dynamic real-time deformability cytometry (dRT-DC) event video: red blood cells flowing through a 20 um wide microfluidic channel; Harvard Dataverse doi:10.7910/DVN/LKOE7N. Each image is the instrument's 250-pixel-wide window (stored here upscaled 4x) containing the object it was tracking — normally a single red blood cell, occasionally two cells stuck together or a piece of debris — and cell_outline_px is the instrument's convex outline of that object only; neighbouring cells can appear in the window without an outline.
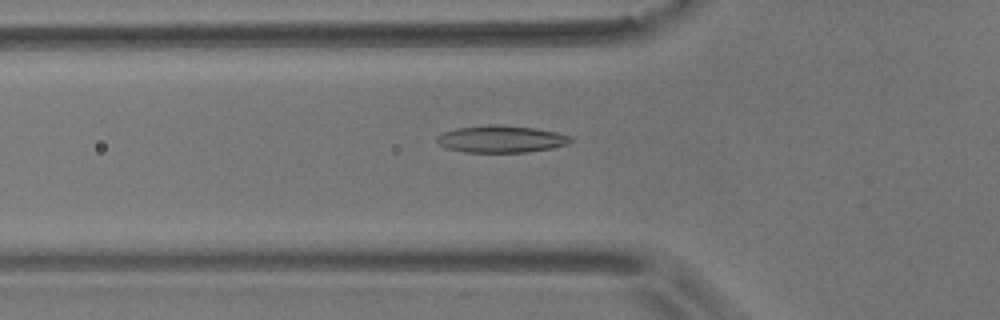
{"species": "common noctule bat (a hibernating species)", "species_latin": "Nyctalus noctula", "temperature_condition": "room temperature", "stored_images_in_passage": 55, "camera_frame_rate_fps": 3000, "um_per_image_px": 0.085, "animal": {"sex": "male", "body_mass_g": 17.9}, "frame": {"image": 1, "passage_image": 19, "time_ms": 6.0, "image_size_px": [1000, 320], "cell_outline_px": [[572, 140], [568, 144], [552, 148], [528, 152], [464, 152], [448, 148], [440, 144], [436, 140], [436, 136], [444, 132], [456, 128], [488, 124], [500, 124], [536, 128], [556, 132], [572, 136]], "centroid_in_image_um": [42.62, 11.81], "position_along_channel_um": 83.2, "area_um2": 21.21}}
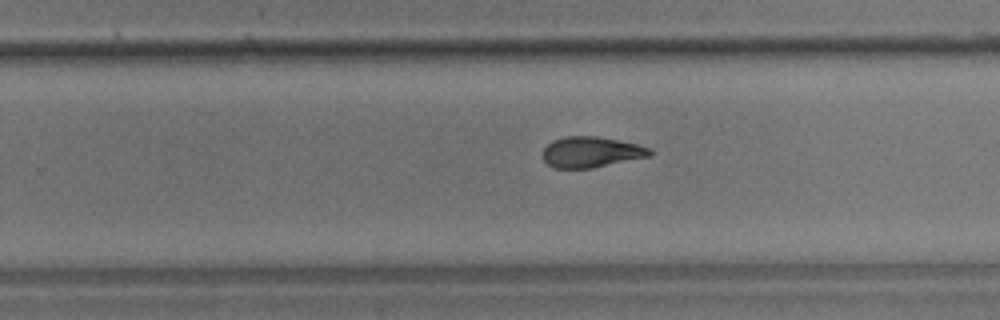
{"frame": {"image": 2, "passage_image": 35, "time_ms": 11.333, "image_size_px": [1000, 320], "cell_outline_px": [[652, 156], [592, 168], [552, 168], [544, 160], [544, 148], [552, 140], [564, 136], [596, 136], [636, 144], [648, 148], [652, 152]], "centroid_in_image_um": [50.23, 12.93], "position_along_channel_um": 279.6, "area_um2": 19.07}}
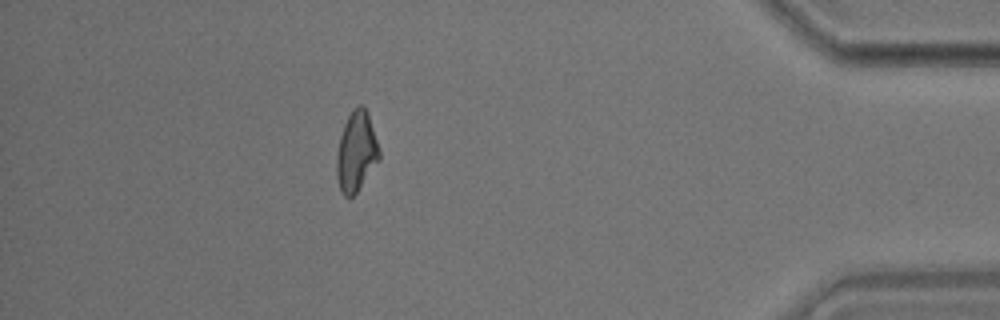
{"frame": {"image": 3, "passage_image": 49, "time_ms": 16.0, "image_size_px": [1000, 320], "cell_outline_px": [[380, 160], [356, 192], [352, 196], [344, 196], [340, 192], [336, 176], [336, 156], [340, 136], [344, 124], [352, 108], [356, 104], [364, 104], [368, 112], [380, 152]], "centroid_in_image_um": [30.28, 12.86], "position_along_channel_um": 404.9, "area_um2": 20.06}, "authors_computed_cell_mechanics": {"area_um2": 19.941, "velocity_mm_per_s": 3.6651, "shape_relaxation_time_tau1_ms": 7.0561, "shape_relaxation_time_tau2_ms": 2.7338, "deformation_change_tau1": 0.203, "deformation_change_tau2": 0.0957}}